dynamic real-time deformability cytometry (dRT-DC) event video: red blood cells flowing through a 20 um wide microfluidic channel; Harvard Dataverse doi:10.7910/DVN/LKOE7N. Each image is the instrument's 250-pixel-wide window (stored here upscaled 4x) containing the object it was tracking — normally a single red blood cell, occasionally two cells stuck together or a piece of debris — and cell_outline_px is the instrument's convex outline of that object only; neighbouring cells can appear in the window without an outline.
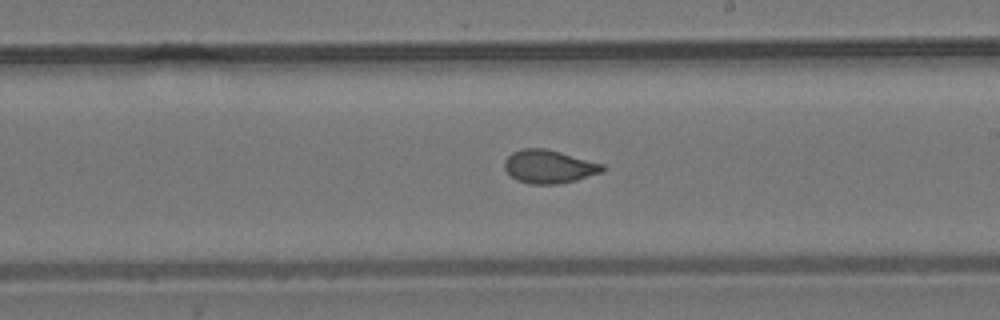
{"species": "common noctule bat (a hibernating species)", "species_latin": "Nyctalus noctula", "temperature_condition": "room temperature", "stored_images_in_passage": 9, "segment_of_instrument_passage": [2, 2], "camera_frame_rate_fps": 3000, "um_per_image_px": 0.085, "animal": {"sex": "male", "body_mass_g": 19.2, "forearm_length_mm": 51.8}, "frame": {"image": 1, "passage_image": 9, "time_ms": 9.667, "image_size_px": [1000, 320], "cell_outline_px": [[608, 168], [600, 172], [576, 180], [556, 184], [532, 184], [516, 180], [504, 168], [504, 160], [512, 152], [524, 148], [544, 148], [560, 152], [604, 164]], "centroid_in_image_um": [46.66, 14.15], "position_along_channel_um": 242.3, "area_um2": 18.9}}